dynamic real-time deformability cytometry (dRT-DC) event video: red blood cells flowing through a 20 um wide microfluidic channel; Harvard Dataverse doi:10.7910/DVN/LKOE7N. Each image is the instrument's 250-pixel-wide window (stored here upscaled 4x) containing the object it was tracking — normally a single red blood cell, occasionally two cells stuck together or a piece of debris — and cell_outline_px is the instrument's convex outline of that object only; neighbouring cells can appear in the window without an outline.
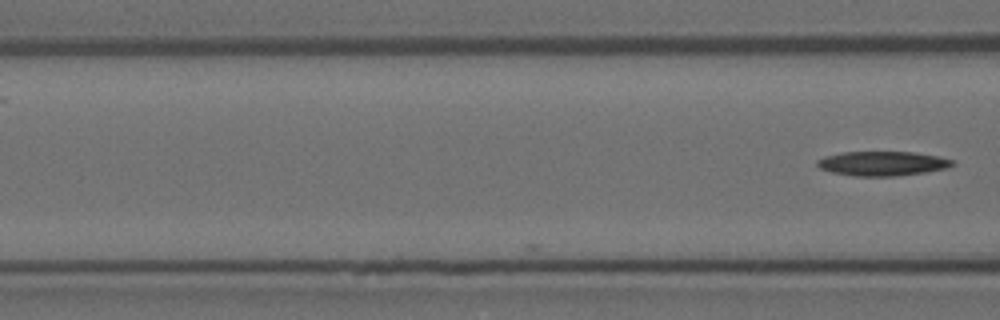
{"species": "Egyptian fruit bat (a non-hibernating species)", "species_latin": "Rousettus aegyptiacus", "temperature_condition": "room temperature", "stored_images_in_passage": 12, "camera_frame_rate_fps": 3000, "um_per_image_px": 0.085, "animal": {"sex": "female"}, "frame": {"image": 1, "passage_image": 12, "time_ms": 3.667, "image_size_px": [1000, 320], "cell_outline_px": [[956, 164], [948, 168], [924, 172], [896, 176], [856, 176], [832, 172], [820, 168], [816, 164], [816, 160], [824, 156], [840, 152], [912, 152], [936, 156], [952, 160]], "centroid_in_image_um": [74.98, 13.89], "position_along_channel_um": 91.6, "area_um2": 19.19}}